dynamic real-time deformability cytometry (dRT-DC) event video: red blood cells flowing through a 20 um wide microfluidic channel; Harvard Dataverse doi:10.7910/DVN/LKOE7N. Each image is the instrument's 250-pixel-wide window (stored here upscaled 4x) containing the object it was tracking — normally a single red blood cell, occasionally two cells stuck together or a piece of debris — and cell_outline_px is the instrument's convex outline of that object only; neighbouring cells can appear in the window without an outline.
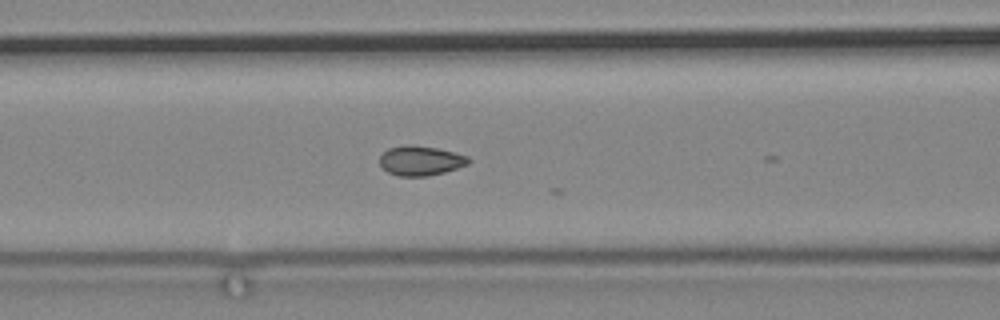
{"species": "common noctule bat (a hibernating species)", "species_latin": "Nyctalus noctula", "temperature_condition": "cold", "stored_images_in_passage": 23, "camera_frame_rate_fps": 3000, "um_per_image_px": 0.085, "animal": {"sex": "male", "body_mass_g": 19.2, "forearm_length_mm": 51.8}, "frame": {"image": 1, "passage_image": 22, "time_ms": 7.0, "image_size_px": [1000, 320], "cell_outline_px": [[472, 160], [468, 164], [444, 172], [428, 176], [400, 176], [388, 172], [380, 164], [380, 156], [388, 148], [408, 144], [412, 144], [436, 148], [456, 152], [468, 156]], "centroid_in_image_um": [35.77, 13.64], "position_along_channel_um": 130.8, "area_um2": 15.37}}